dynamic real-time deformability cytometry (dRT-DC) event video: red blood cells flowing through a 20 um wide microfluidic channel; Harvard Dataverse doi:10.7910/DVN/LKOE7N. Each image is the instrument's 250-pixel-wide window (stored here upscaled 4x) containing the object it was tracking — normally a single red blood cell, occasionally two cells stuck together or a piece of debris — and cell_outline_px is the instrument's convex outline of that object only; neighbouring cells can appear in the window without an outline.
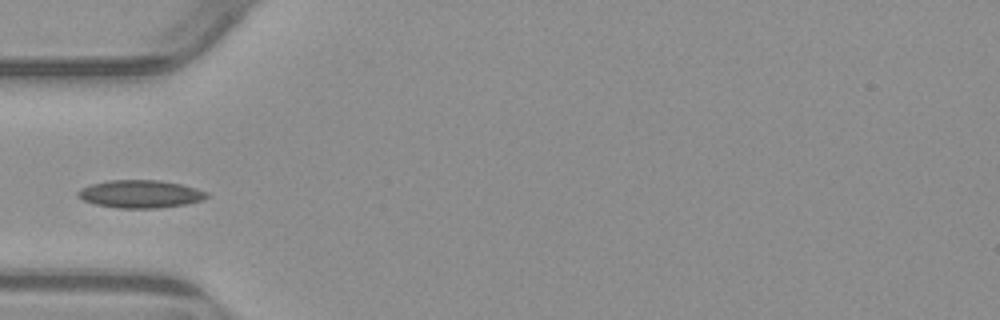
{"species": "common noctule bat (a hibernating species)", "species_latin": "Nyctalus noctula", "temperature_condition": "warm", "stored_images_in_passage": 3, "camera_frame_rate_fps": 3000, "um_per_image_px": 0.085, "animal": {"sex": "male", "body_mass_g": 23.1, "forearm_length_mm": 52.7}, "frame": {"image": 1, "passage_image": 3, "time_ms": 2.667, "image_size_px": [1000, 320], "cell_outline_px": [[208, 196], [200, 200], [188, 204], [156, 208], [116, 208], [96, 204], [84, 200], [76, 196], [76, 192], [80, 188], [92, 184], [108, 180], [160, 180], [180, 184], [196, 188], [208, 192]], "centroid_in_image_um": [11.9, 16.49], "position_along_channel_um": 73.1, "area_um2": 20.87}}